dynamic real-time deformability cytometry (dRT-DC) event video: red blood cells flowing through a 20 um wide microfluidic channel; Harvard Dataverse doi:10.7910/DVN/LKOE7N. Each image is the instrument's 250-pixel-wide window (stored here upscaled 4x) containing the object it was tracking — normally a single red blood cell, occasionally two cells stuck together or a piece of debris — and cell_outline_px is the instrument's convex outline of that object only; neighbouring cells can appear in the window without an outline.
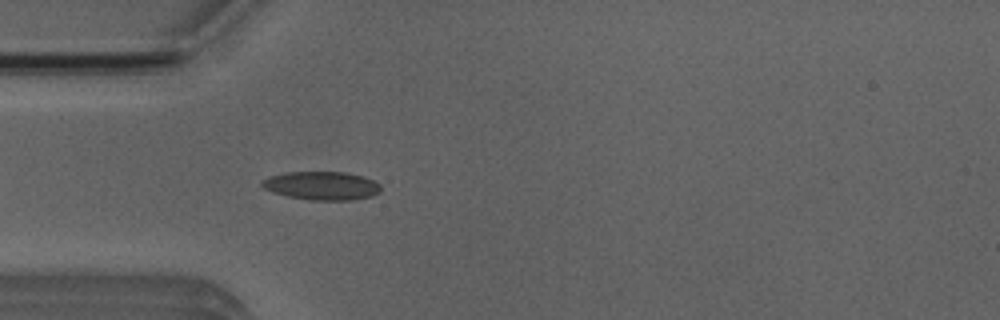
{"species": "Egyptian fruit bat (a non-hibernating species)", "species_latin": "Rousettus aegyptiacus", "temperature_condition": "room temperature", "stored_images_in_passage": 40, "camera_frame_rate_fps": 3000, "um_per_image_px": 0.085, "animal": {"sex": "male"}, "frame": {"image": 1, "passage_image": 4, "time_ms": 1.0, "image_size_px": [1000, 320], "cell_outline_px": [[380, 192], [372, 196], [352, 200], [308, 200], [288, 196], [272, 192], [264, 188], [260, 184], [268, 176], [284, 172], [344, 172], [360, 176], [372, 180], [380, 184]], "centroid_in_image_um": [27.33, 15.79], "position_along_channel_um": 57.7, "area_um2": 19.65}}
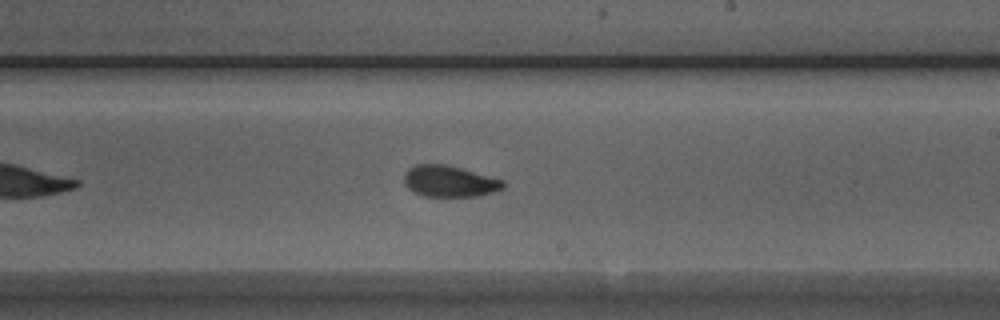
{"frame": {"image": 2, "passage_image": 19, "time_ms": 6.0, "image_size_px": [1000, 320], "cell_outline_px": [[504, 188], [492, 192], [476, 196], [424, 196], [408, 188], [404, 184], [404, 172], [408, 168], [416, 164], [444, 164], [460, 168], [504, 180]], "centroid_in_image_um": [38.17, 15.4], "position_along_channel_um": 250.8, "area_um2": 17.92}}
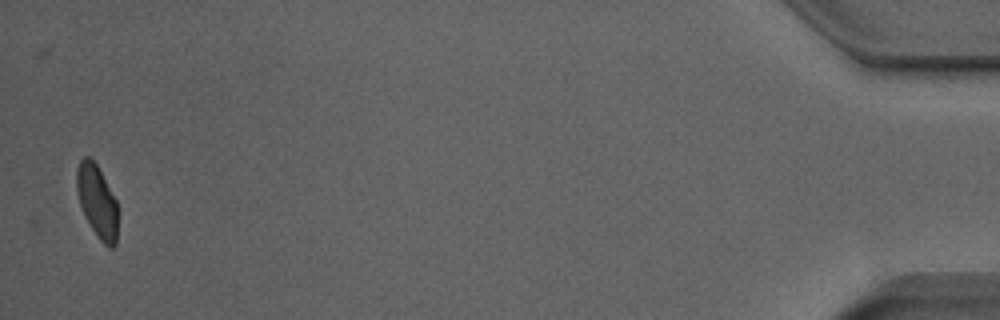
{"frame": {"image": 3, "passage_image": 40, "time_ms": 13.0, "image_size_px": [1000, 320], "cell_outline_px": [[116, 244], [112, 248], [108, 248], [100, 240], [84, 216], [76, 192], [76, 172], [80, 160], [84, 156], [88, 156], [96, 164], [116, 200]], "centroid_in_image_um": [8.22, 17.11], "position_along_channel_um": 427.0, "area_um2": 17.11}, "authors_computed_cell_mechanics": {"area_um2": 18.1781, "velocity_mm_per_s": 3.9176, "shape_relaxation_time_tau1_ms": 5.6943, "shape_relaxation_time_tau2_ms": 1.5875, "deformation_change_tau1": 0.1545, "deformation_change_tau2": 0.0616}}